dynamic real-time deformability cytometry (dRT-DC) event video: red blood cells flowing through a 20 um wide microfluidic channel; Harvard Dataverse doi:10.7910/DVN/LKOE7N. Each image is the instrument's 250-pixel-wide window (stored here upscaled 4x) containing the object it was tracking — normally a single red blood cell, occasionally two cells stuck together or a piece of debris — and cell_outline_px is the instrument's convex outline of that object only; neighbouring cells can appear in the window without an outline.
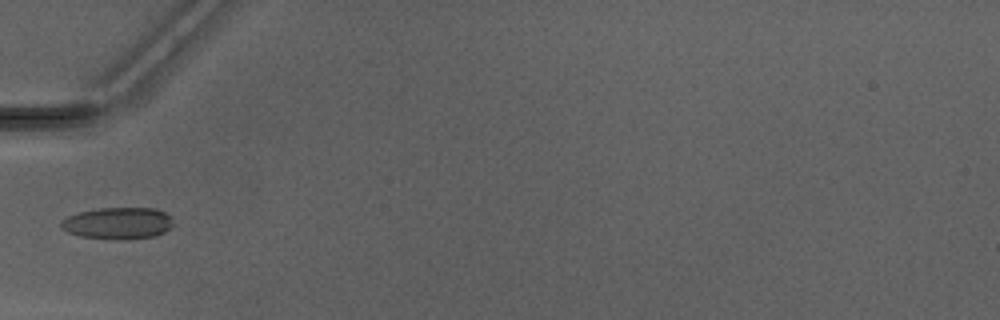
{"species": "Egyptian fruit bat (a non-hibernating species)", "species_latin": "Rousettus aegyptiacus", "temperature_condition": "warm", "stored_images_in_passage": 33, "camera_frame_rate_fps": 3000, "um_per_image_px": 0.085, "animal": {"sex": "male"}, "frame": {"image": 1, "passage_image": 1, "time_ms": 0.0, "image_size_px": [1000, 320], "cell_outline_px": [[172, 224], [164, 232], [152, 236], [124, 240], [120, 240], [80, 236], [68, 232], [60, 228], [60, 220], [68, 216], [80, 212], [96, 208], [152, 208], [164, 212], [172, 220]], "centroid_in_image_um": [9.96, 18.97], "position_along_channel_um": 75.0, "area_um2": 20.63}}
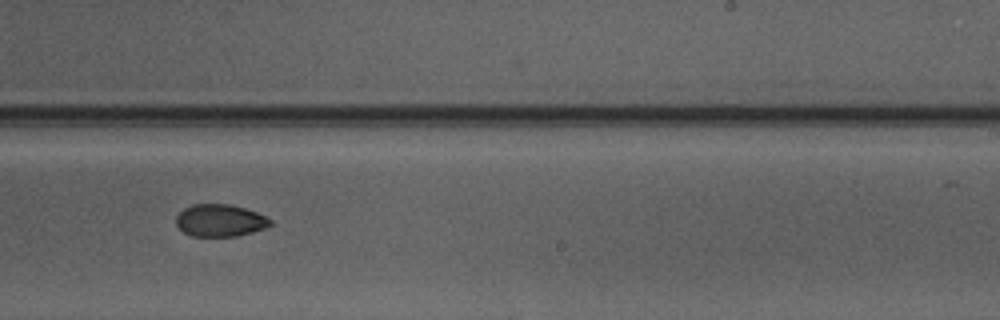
{"frame": {"image": 2, "passage_image": 15, "time_ms": 4.667, "image_size_px": [1000, 320], "cell_outline_px": [[272, 224], [264, 228], [252, 232], [236, 236], [192, 236], [184, 232], [176, 224], [176, 216], [184, 208], [192, 204], [228, 204], [244, 208], [256, 212], [272, 220]], "centroid_in_image_um": [18.69, 18.74], "position_along_channel_um": 270.3, "area_um2": 17.57}}
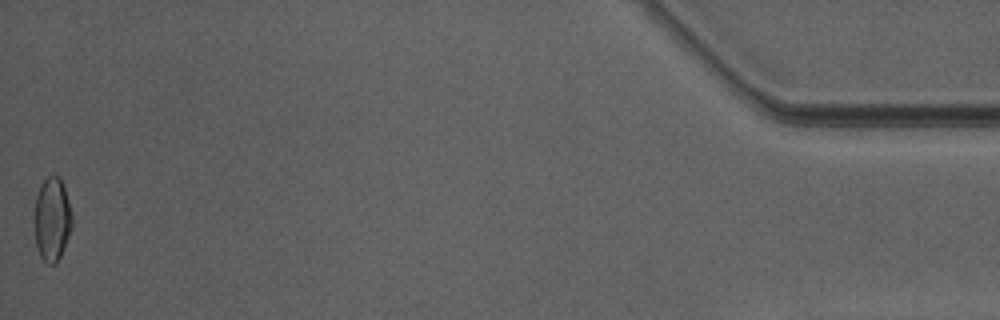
{"frame": {"image": 3, "passage_image": 33, "time_ms": 10.667, "image_size_px": [1000, 320], "cell_outline_px": [[72, 228], [60, 256], [52, 264], [48, 264], [40, 256], [36, 244], [32, 220], [32, 216], [36, 196], [40, 184], [52, 172], [60, 176], [64, 184], [72, 212]], "centroid_in_image_um": [4.4, 18.55], "position_along_channel_um": 430.8, "area_um2": 19.02}, "authors_computed_cell_mechanics": {"area_um2": 18.3804, "velocity_mm_per_s": 4.1794, "shape_relaxation_time_tau1_ms": null, "shape_relaxation_time_tau2_ms": 2.2358, "deformation_change_tau1": null, "deformation_change_tau2": 0.0573}}